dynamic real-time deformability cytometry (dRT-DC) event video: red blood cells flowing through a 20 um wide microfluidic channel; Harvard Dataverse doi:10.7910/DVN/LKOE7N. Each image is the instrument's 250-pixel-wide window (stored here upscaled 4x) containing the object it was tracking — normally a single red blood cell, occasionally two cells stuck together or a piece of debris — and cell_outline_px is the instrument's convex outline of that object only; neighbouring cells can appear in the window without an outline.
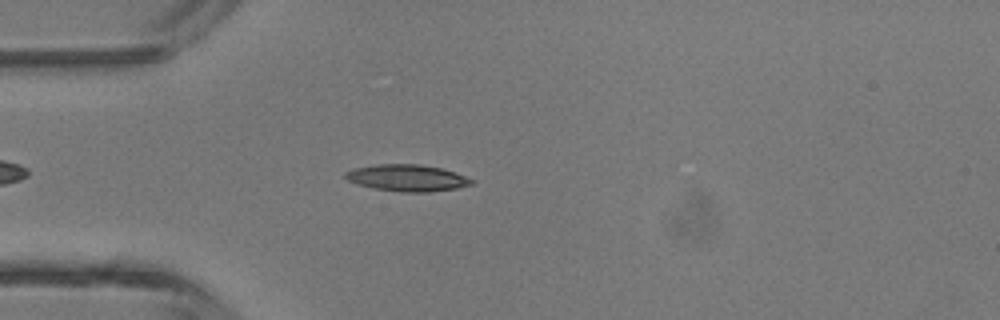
{"species": "common noctule bat (a hibernating species)", "species_latin": "Nyctalus noctula", "temperature_condition": "room temperature", "stored_images_in_passage": 37, "camera_frame_rate_fps": 3000, "um_per_image_px": 0.085, "animal": {"sex": "male", "body_mass_g": 13.3}, "frame": {"image": 1, "passage_image": 6, "time_ms": 1.667, "image_size_px": [1000, 320], "cell_outline_px": [[472, 184], [456, 188], [428, 192], [404, 192], [376, 188], [360, 184], [348, 180], [344, 176], [344, 172], [356, 168], [376, 164], [420, 164], [440, 168], [464, 176], [472, 180]], "centroid_in_image_um": [34.58, 15.11], "position_along_channel_um": 50.4, "area_um2": 19.13}}
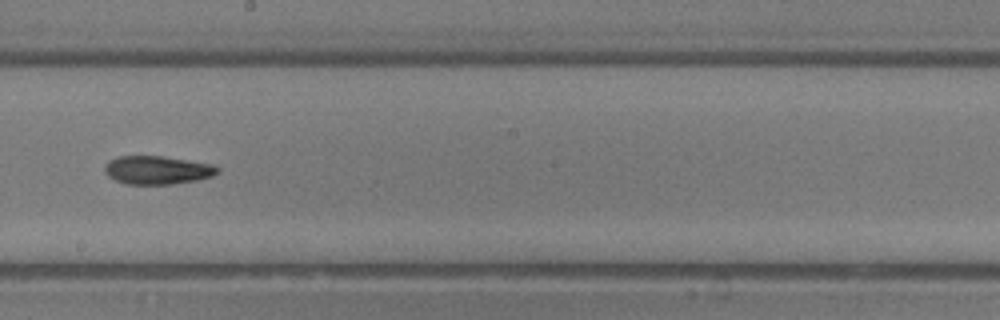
{"frame": {"image": 2, "passage_image": 19, "time_ms": 6.0, "image_size_px": [1000, 320], "cell_outline_px": [[220, 172], [212, 176], [196, 180], [172, 184], [124, 184], [108, 176], [104, 172], [104, 164], [108, 160], [116, 156], [160, 156], [216, 164], [220, 168]], "centroid_in_image_um": [13.37, 14.45], "position_along_channel_um": 234.8, "area_um2": 18.9}}
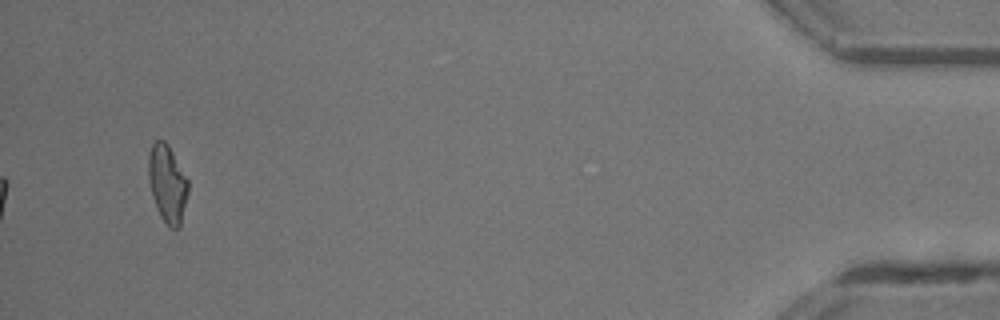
{"frame": {"image": 3, "passage_image": 37, "time_ms": 12.0, "image_size_px": [1000, 320], "cell_outline_px": [[188, 192], [180, 228], [172, 228], [160, 216], [156, 208], [152, 196], [148, 176], [148, 156], [152, 144], [156, 140], [164, 140], [168, 144], [188, 180]], "centroid_in_image_um": [14.22, 15.6], "position_along_channel_um": 421.0, "area_um2": 17.86}, "authors_computed_cell_mechanics": {"area_um2": 18.3804, "velocity_mm_per_s": 4.4861, "shape_relaxation_time_tau1_ms": 4.3458, "shape_relaxation_time_tau2_ms": 3.9494, "deformation_change_tau1": 0.1518, "deformation_change_tau2": 0.1214}}